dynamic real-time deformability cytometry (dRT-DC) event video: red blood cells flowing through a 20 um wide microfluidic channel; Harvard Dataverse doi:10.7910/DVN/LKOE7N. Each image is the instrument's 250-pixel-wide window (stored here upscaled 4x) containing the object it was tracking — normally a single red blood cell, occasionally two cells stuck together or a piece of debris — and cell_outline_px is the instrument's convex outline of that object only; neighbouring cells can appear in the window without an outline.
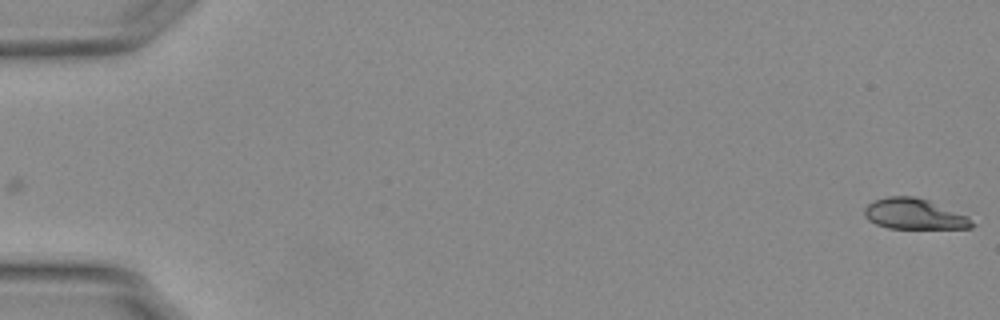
{"species": "Egyptian fruit bat (a non-hibernating species)", "species_latin": "Rousettus aegyptiacus", "temperature_condition": "warm", "stored_images_in_passage": 11, "camera_frame_rate_fps": 3000, "um_per_image_px": 0.085, "animal": {"sex": "female"}, "frame": {"image": 1, "passage_image": 1, "time_ms": 0.0, "image_size_px": [1000, 320], "cell_outline_px": [[976, 224], [972, 228], [888, 228], [876, 224], [868, 220], [864, 216], [864, 208], [868, 204], [876, 200], [888, 196], [912, 196], [928, 200], [968, 216]], "centroid_in_image_um": [77.71, 18.2], "position_along_channel_um": 7.3, "area_um2": 19.13}}